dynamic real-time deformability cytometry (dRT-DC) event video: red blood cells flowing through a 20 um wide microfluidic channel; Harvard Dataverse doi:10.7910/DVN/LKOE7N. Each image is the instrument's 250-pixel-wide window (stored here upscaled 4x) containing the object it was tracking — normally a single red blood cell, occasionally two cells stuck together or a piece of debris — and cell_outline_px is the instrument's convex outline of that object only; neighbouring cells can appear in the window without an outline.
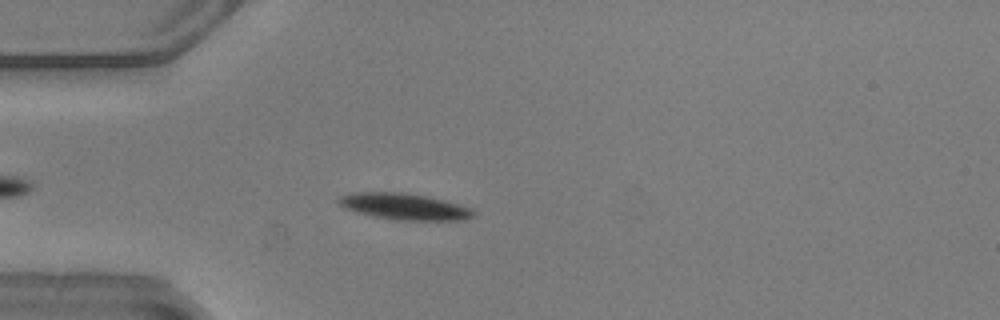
{"species": "common noctule bat (a hibernating species)", "species_latin": "Nyctalus noctula", "temperature_condition": "warm", "stored_images_in_passage": 43, "camera_frame_rate_fps": 3000, "um_per_image_px": 0.085, "animal": {"sex": "male", "body_mass_g": 20.5, "forearm_length_mm": 52.5}, "frame": {"image": 1, "passage_image": 7, "time_ms": 2.0, "image_size_px": [1000, 320], "cell_outline_px": [[476, 212], [472, 216], [464, 220], [396, 220], [372, 216], [356, 212], [344, 208], [336, 200], [340, 196], [352, 192], [404, 192], [428, 196], [444, 200], [472, 208]], "centroid_in_image_um": [34.35, 17.55], "position_along_channel_um": 50.6, "area_um2": 20.87}}
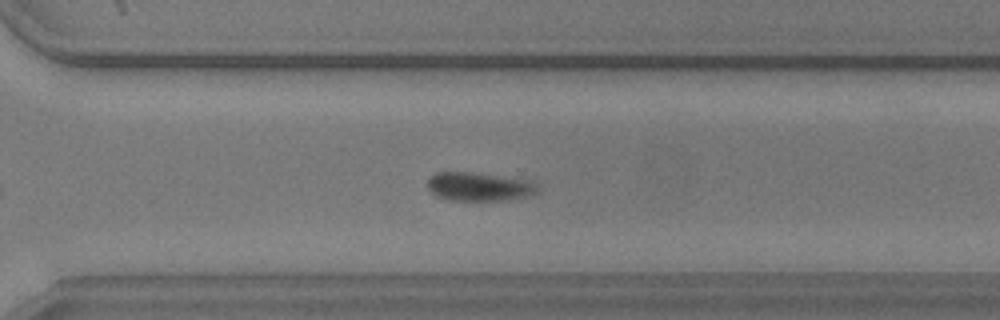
{"frame": {"image": 2, "passage_image": 30, "time_ms": 9.667, "image_size_px": [1000, 320], "cell_outline_px": [[540, 192], [532, 196], [508, 200], [448, 200], [436, 196], [428, 188], [428, 176], [436, 172], [472, 172], [532, 180], [540, 184]], "centroid_in_image_um": [40.81, 15.86], "position_along_channel_um": 329.8, "area_um2": 18.9}}
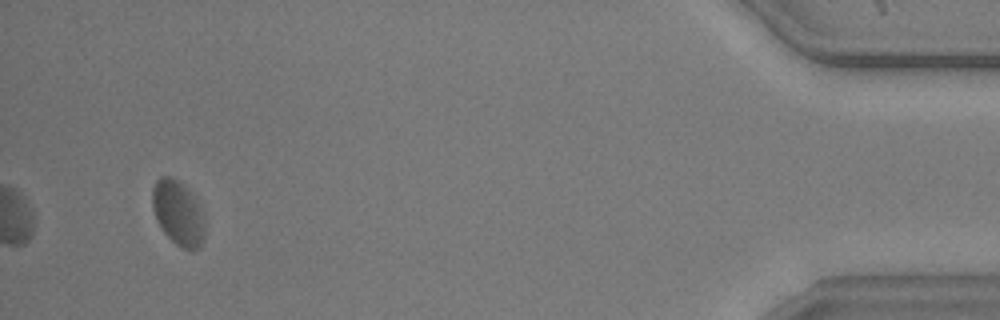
{"frame": {"image": 3, "passage_image": 43, "time_ms": 14.0, "image_size_px": [1000, 320], "cell_outline_px": [[204, 240], [196, 248], [184, 248], [176, 244], [164, 232], [156, 220], [152, 208], [152, 188], [156, 180], [160, 176], [172, 176], [184, 184], [192, 192], [200, 204], [204, 220]], "centroid_in_image_um": [15.13, 18.03], "position_along_channel_um": 420.1, "area_um2": 19.94}, "authors_computed_cell_mechanics": {"area_um2": 20.1144, "velocity_mm_per_s": 3.7909, "shape_relaxation_time_tau1_ms": 1.9117, "shape_relaxation_time_tau2_ms": 2.9401, "deformation_change_tau1": 0.0699, "deformation_change_tau2": 0.0591}}